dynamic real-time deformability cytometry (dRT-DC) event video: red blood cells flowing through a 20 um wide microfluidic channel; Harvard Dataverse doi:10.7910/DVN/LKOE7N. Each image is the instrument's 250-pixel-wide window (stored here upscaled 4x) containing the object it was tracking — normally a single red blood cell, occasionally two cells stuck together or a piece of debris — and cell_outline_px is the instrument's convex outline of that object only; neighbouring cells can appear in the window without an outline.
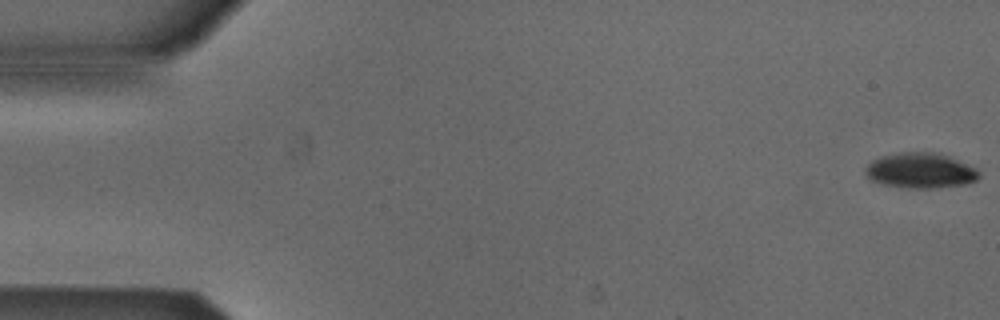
{"species": "Egyptian fruit bat (a non-hibernating species)", "species_latin": "Rousettus aegyptiacus", "temperature_condition": "cold", "stored_images_in_passage": 53, "camera_frame_rate_fps": 3000, "um_per_image_px": 0.085, "animal": {"sex": "male"}, "frame": {"image": 1, "passage_image": 1, "time_ms": 0.0, "image_size_px": [1000, 320], "cell_outline_px": [[980, 176], [976, 180], [968, 184], [932, 188], [908, 188], [884, 184], [868, 180], [864, 176], [864, 168], [872, 160], [880, 156], [900, 152], [936, 152], [948, 156], [976, 168], [980, 172]], "centroid_in_image_um": [78.2, 14.5], "position_along_channel_um": 6.8, "area_um2": 23.64}}
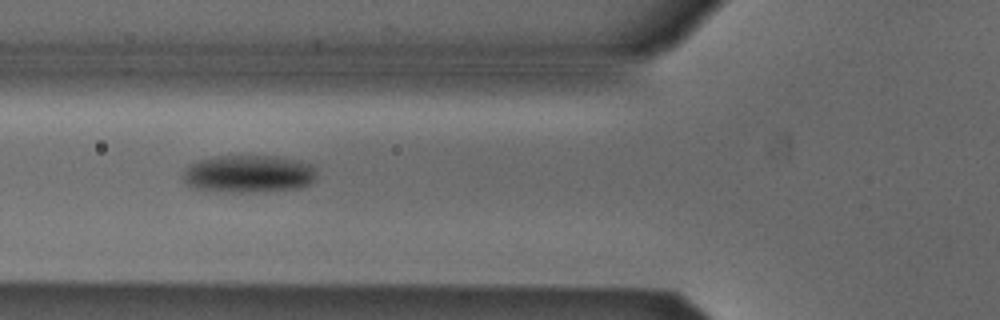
{"frame": {"image": 2, "passage_image": 20, "time_ms": 6.333, "image_size_px": [1000, 320], "cell_outline_px": [[316, 176], [312, 184], [300, 188], [252, 192], [228, 192], [192, 188], [184, 180], [184, 172], [192, 164], [200, 160], [220, 156], [276, 156], [300, 160], [312, 164], [316, 168]], "centroid_in_image_um": [21.22, 14.78], "position_along_channel_um": 104.6, "area_um2": 29.3}}
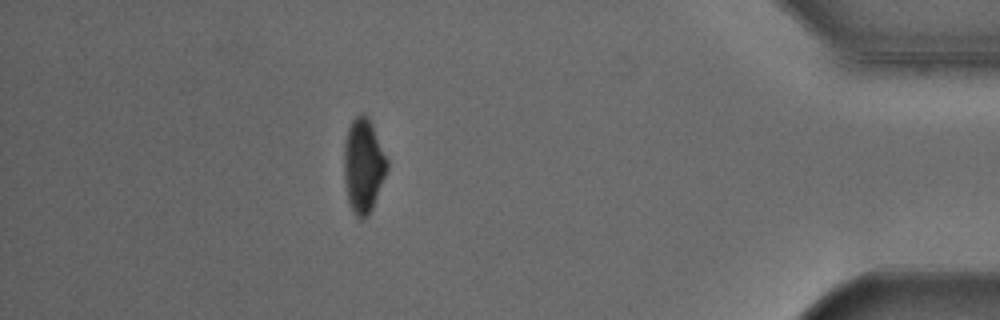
{"frame": {"image": 3, "passage_image": 47, "time_ms": 15.333, "image_size_px": [1000, 320], "cell_outline_px": [[388, 168], [372, 208], [368, 216], [360, 220], [352, 212], [348, 200], [344, 176], [344, 144], [348, 128], [352, 120], [360, 112], [364, 112], [368, 116], [372, 124], [388, 160]], "centroid_in_image_um": [30.88, 14.06], "position_along_channel_um": 404.3, "area_um2": 23.7}, "authors_computed_cell_mechanics": {"area_um2": 26.0678, "velocity_mm_per_s": 3.8812, "shape_relaxation_time_tau1_ms": 2.5972, "shape_relaxation_time_tau2_ms": null, "deformation_change_tau1": 0.0878, "deformation_change_tau2": null}}